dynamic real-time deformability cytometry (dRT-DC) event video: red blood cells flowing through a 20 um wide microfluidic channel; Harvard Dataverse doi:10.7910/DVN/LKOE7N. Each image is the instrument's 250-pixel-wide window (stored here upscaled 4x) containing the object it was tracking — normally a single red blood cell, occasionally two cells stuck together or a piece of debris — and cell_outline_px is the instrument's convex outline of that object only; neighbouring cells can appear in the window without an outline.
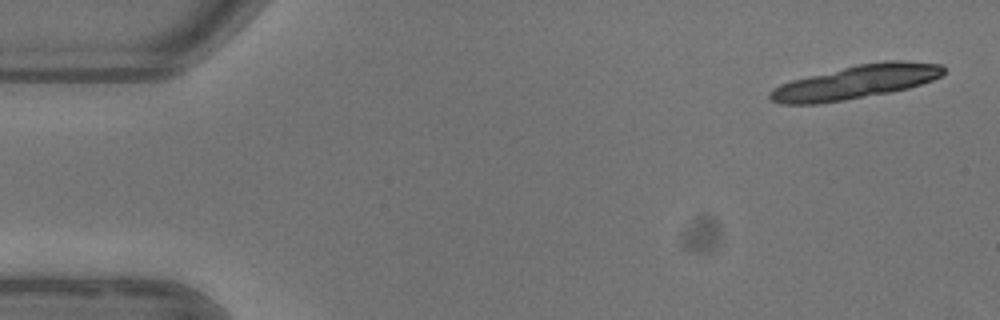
{"species": "common noctule bat (a hibernating species)", "species_latin": "Nyctalus noctula", "temperature_condition": "warm", "stored_images_in_passage": 17, "camera_frame_rate_fps": 3000, "um_per_image_px": 0.085, "animal": {"sex": "female"}, "frame": {"image": 1, "passage_image": 1, "time_ms": 0.0, "image_size_px": [1000, 320], "cell_outline_px": [[944, 72], [940, 76], [932, 80], [908, 88], [888, 92], [844, 100], [816, 104], [780, 104], [772, 100], [768, 96], [768, 92], [772, 88], [780, 84], [792, 80], [808, 76], [860, 64], [884, 60], [900, 60], [944, 64]], "centroid_in_image_um": [72.73, 6.97], "position_along_channel_um": 12.3, "area_um2": 33.76}}